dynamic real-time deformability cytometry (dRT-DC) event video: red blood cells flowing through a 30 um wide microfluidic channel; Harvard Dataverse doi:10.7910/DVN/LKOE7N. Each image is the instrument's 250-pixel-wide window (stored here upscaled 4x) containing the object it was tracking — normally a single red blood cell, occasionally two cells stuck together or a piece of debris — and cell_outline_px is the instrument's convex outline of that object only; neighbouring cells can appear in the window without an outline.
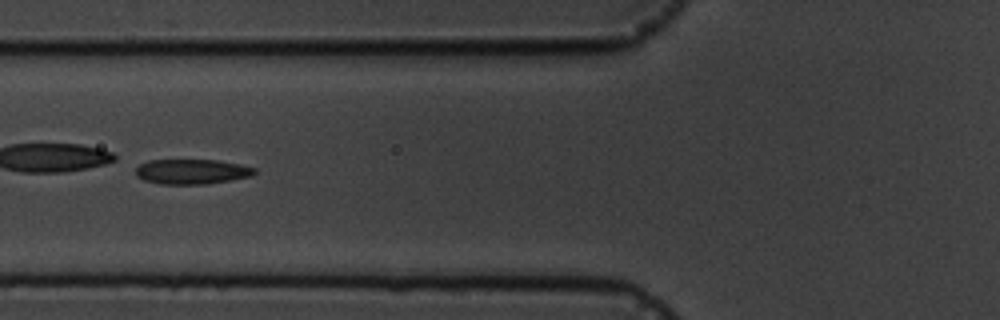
{"species": "common noctule bat (a hibernating species)", "species_latin": "Nyctalus noctula", "temperature_condition": "cold", "stored_images_in_passage": 7, "camera_frame_rate_fps": 3000, "um_per_image_px": 0.085, "animal": {"sex": "male", "body_mass_g": 19.5, "forearm_length_mm": 54.6}, "frame": {"image": 1, "passage_image": 5, "time_ms": 5.667, "image_size_px": [1000, 320], "cell_outline_px": [[256, 172], [252, 176], [208, 184], [160, 184], [144, 180], [136, 176], [136, 168], [140, 164], [148, 160], [216, 160], [240, 164], [256, 168]], "centroid_in_image_um": [16.31, 14.59], "position_along_channel_um": 109.5, "area_um2": 17.34}}